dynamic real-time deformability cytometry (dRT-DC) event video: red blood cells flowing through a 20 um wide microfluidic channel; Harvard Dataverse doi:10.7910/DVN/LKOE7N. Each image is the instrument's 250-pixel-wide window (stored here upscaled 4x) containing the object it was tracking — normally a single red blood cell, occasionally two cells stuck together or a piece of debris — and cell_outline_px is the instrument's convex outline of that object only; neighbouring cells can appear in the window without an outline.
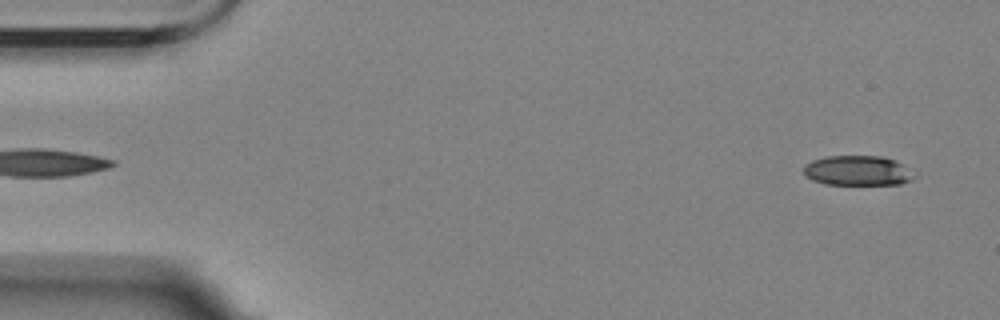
{"species": "Egyptian fruit bat (a non-hibernating species)", "species_latin": "Rousettus aegyptiacus", "temperature_condition": "room temperature", "stored_images_in_passage": 4, "camera_frame_rate_fps": 3000, "um_per_image_px": 0.085, "animal": {"sex": "female"}, "frame": {"image": 1, "passage_image": 4, "time_ms": 4.333, "image_size_px": [1000, 320], "cell_outline_px": [[920, 176], [912, 180], [900, 184], [824, 184], [812, 180], [804, 172], [804, 164], [812, 160], [828, 156], [880, 156], [896, 160], [904, 164]], "centroid_in_image_um": [72.98, 14.5], "position_along_channel_um": 12.0, "area_um2": 19.54}}